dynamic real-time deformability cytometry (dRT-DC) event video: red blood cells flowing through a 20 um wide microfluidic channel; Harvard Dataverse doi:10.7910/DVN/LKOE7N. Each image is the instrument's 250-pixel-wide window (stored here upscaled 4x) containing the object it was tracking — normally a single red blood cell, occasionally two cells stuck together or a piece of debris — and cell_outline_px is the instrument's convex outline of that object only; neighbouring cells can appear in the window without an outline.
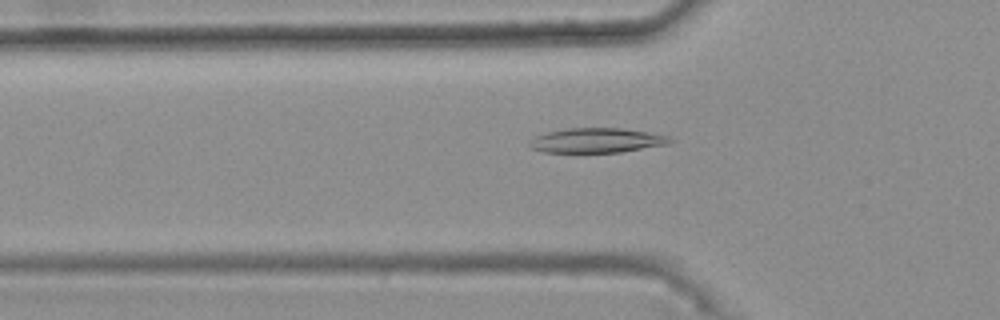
{"species": "common noctule bat (a hibernating species)", "species_latin": "Nyctalus noctula", "temperature_condition": "warm", "stored_images_in_passage": 43, "camera_frame_rate_fps": 3000, "um_per_image_px": 0.085, "animal": {"sex": "female", "body_mass_g": 25.1}, "frame": {"image": 1, "passage_image": 13, "time_ms": 4.0, "image_size_px": [1000, 320], "cell_outline_px": [[672, 140], [668, 144], [620, 152], [544, 152], [532, 148], [528, 144], [536, 136], [548, 132], [568, 128], [620, 128], [668, 136]], "centroid_in_image_um": [50.7, 11.94], "position_along_channel_um": 75.1, "area_um2": 19.77}}
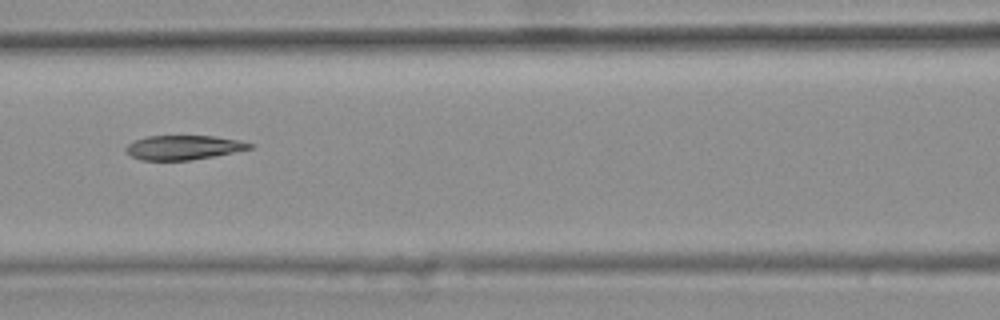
{"frame": {"image": 2, "passage_image": 19, "time_ms": 6.0, "image_size_px": [1000, 320], "cell_outline_px": [[252, 148], [192, 160], [140, 160], [124, 152], [124, 148], [128, 144], [136, 140], [148, 136], [216, 136], [236, 140], [252, 144]], "centroid_in_image_um": [15.52, 12.54], "position_along_channel_um": 151.1, "area_um2": 17.34}}
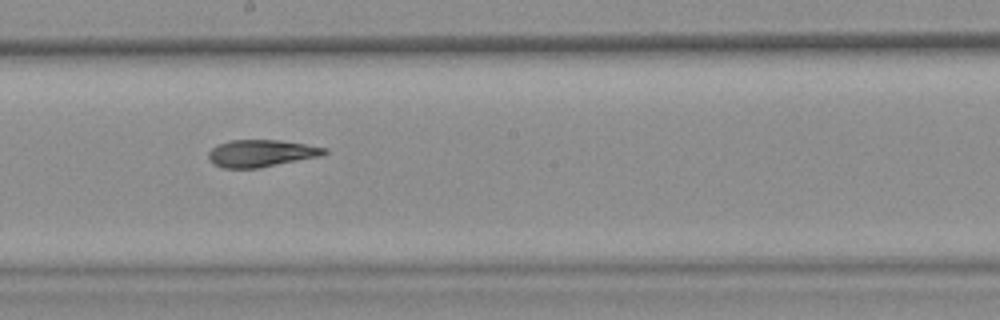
{"frame": {"image": 3, "passage_image": 25, "time_ms": 8.0, "image_size_px": [1000, 320], "cell_outline_px": [[328, 152], [320, 156], [260, 168], [224, 168], [212, 164], [208, 160], [208, 152], [212, 148], [220, 144], [232, 140], [280, 140], [328, 148]], "centroid_in_image_um": [22.19, 13.04], "position_along_channel_um": 226.0, "area_um2": 18.32}, "authors_computed_cell_mechanics": {"area_um2": 18.8428, "velocity_mm_per_s": 3.7693, "shape_relaxation_time_tau1_ms": null, "shape_relaxation_time_tau2_ms": 4.0913, "deformation_change_tau1": null, "deformation_change_tau2": 0.1166}}